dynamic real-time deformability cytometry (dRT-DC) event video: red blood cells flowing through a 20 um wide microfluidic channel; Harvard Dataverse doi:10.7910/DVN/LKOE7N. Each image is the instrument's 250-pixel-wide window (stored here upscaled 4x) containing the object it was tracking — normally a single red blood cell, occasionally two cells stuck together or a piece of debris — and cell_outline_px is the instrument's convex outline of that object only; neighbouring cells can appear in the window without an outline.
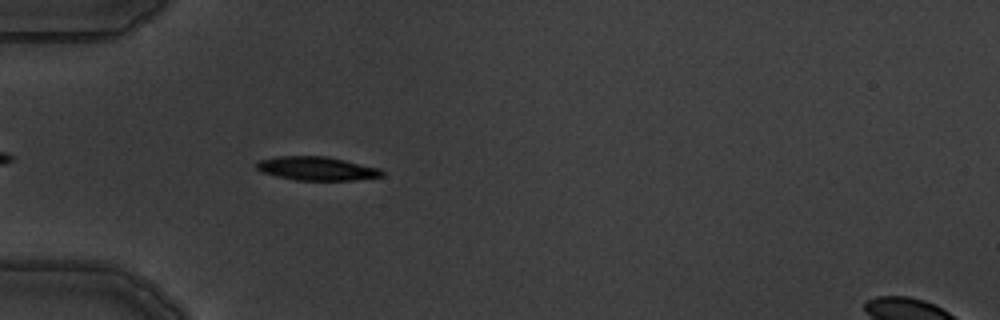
{"species": "common noctule bat (a hibernating species)", "species_latin": "Nyctalus noctula", "temperature_condition": "warm", "stored_images_in_passage": 5, "camera_frame_rate_fps": 3000, "um_per_image_px": 0.085, "animal": {"sex": "male", "body_mass_g": 19.5, "forearm_length_mm": 54.6}, "frame": {"image": 1, "passage_image": 5, "time_ms": 5.333, "image_size_px": [1000, 320], "cell_outline_px": [[384, 176], [352, 180], [296, 180], [276, 176], [264, 172], [256, 168], [256, 164], [260, 160], [280, 156], [328, 156], [380, 168], [384, 172]], "centroid_in_image_um": [26.96, 14.32], "position_along_channel_um": 58.0, "area_um2": 17.22}}